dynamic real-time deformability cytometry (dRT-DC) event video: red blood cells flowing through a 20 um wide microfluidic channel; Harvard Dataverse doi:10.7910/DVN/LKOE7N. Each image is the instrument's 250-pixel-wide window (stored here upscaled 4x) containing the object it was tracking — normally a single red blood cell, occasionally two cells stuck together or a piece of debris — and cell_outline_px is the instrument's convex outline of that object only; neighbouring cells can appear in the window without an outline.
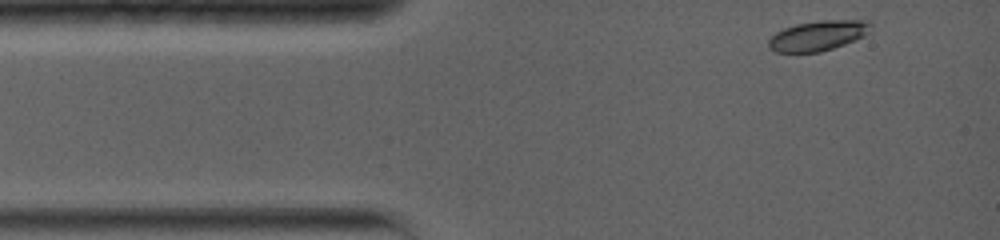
{"species": "common noctule bat (a hibernating species)", "species_latin": "Nyctalus noctula", "temperature_condition": "warm", "stored_images_in_passage": 51, "camera_frame_rate_fps": 5000, "um_per_image_px": 0.085, "animal": {"sex": "female", "body_mass_g": 19.0, "forearm_length_mm": 56.7}, "frame": {"image": 1, "passage_image": 1, "time_ms": 0.0, "image_size_px": [1000, 240], "cell_outline_px": [[872, 32], [856, 40], [820, 52], [776, 52], [768, 48], [768, 40], [776, 32], [784, 28], [796, 24], [820, 20], [872, 20]], "centroid_in_image_um": [69.58, 3.02], "position_along_channel_um": 15.4, "area_um2": 18.15}}
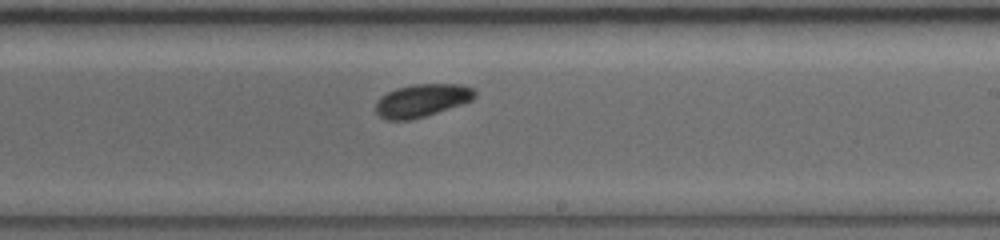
{"frame": {"image": 2, "passage_image": 30, "time_ms": 7.4, "image_size_px": [1000, 240], "cell_outline_px": [[476, 96], [472, 100], [464, 104], [412, 120], [388, 120], [380, 116], [376, 112], [376, 100], [380, 96], [396, 88], [412, 84], [460, 84], [476, 88]], "centroid_in_image_um": [35.89, 8.53], "position_along_channel_um": 253.1, "area_um2": 19.25}}
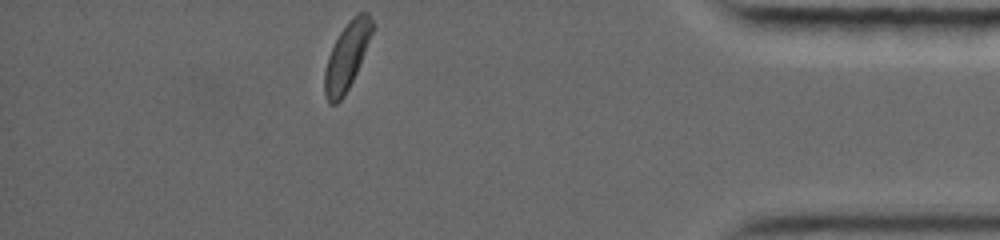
{"frame": {"image": 3, "passage_image": 51, "time_ms": 12.4, "image_size_px": [1000, 240], "cell_outline_px": [[376, 24], [356, 72], [344, 96], [336, 104], [328, 104], [324, 92], [324, 72], [328, 56], [340, 32], [348, 20], [356, 12], [368, 12]], "centroid_in_image_um": [29.49, 4.74], "position_along_channel_um": 405.7, "area_um2": 18.67}, "authors_computed_cell_mechanics": {"area_um2": 18.785, "velocity_mm_per_s": 3.8639, "shape_relaxation_time_tau1_ms": 2.1992, "shape_relaxation_time_tau2_ms": null, "deformation_change_tau1": 0.0952, "deformation_change_tau2": null}}